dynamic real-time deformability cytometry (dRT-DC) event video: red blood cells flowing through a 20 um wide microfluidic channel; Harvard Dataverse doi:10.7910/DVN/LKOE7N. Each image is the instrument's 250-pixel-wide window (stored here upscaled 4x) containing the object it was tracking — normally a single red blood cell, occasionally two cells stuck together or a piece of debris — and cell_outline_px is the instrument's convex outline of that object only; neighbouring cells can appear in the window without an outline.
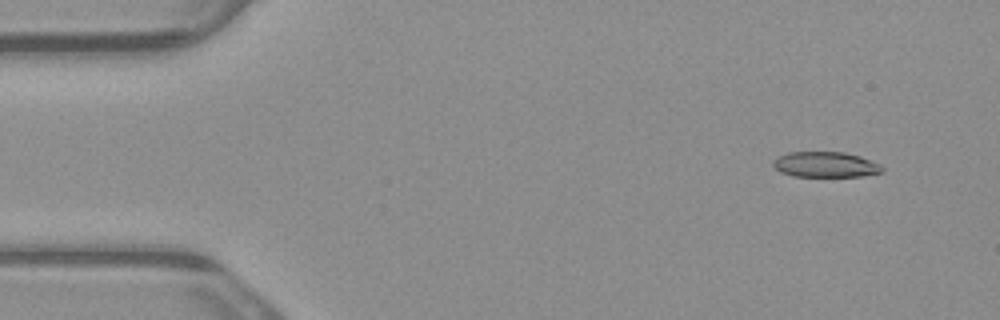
{"species": "common noctule bat (a hibernating species)", "species_latin": "Nyctalus noctula", "temperature_condition": "warm", "stored_images_in_passage": 6, "camera_frame_rate_fps": 3000, "um_per_image_px": 0.085, "animal": {"sex": "male", "body_mass_g": 23.1, "forearm_length_mm": 52.7}, "frame": {"image": 1, "passage_image": 2, "time_ms": 0.333, "image_size_px": [1000, 320], "cell_outline_px": [[884, 172], [860, 176], [792, 176], [780, 172], [772, 164], [772, 160], [788, 152], [844, 152], [860, 156], [880, 164], [884, 168]], "centroid_in_image_um": [70.17, 13.98], "position_along_channel_um": 14.8, "area_um2": 16.18}}
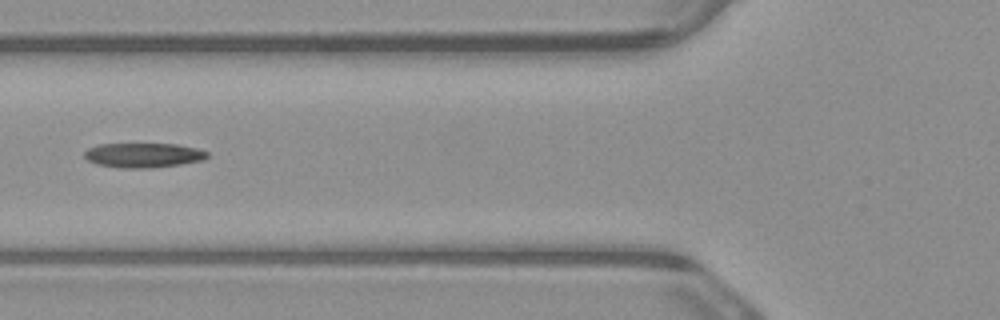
{"frame": {"image": 2, "passage_image": 5, "time_ms": 1.333, "image_size_px": [1000, 320], "cell_outline_px": [[208, 156], [204, 160], [180, 164], [152, 168], [120, 168], [96, 164], [88, 160], [84, 156], [84, 152], [88, 148], [100, 144], [176, 144], [196, 148], [208, 152]], "centroid_in_image_um": [12.18, 13.2], "position_along_channel_um": 113.6, "area_um2": 17.63}}
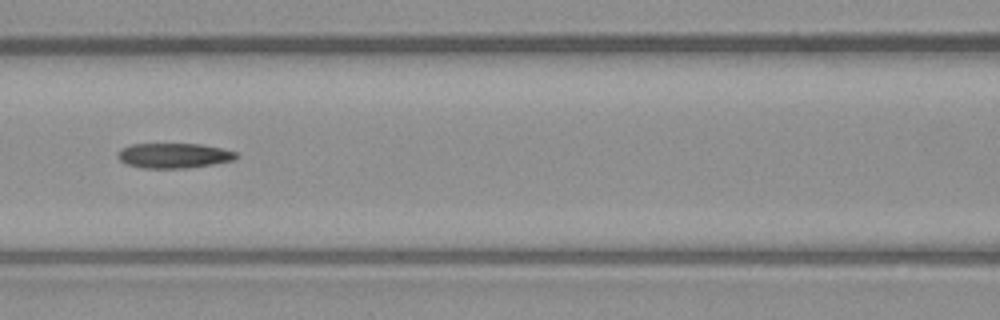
{"frame": {"image": 3, "passage_image": 6, "time_ms": 1.667, "image_size_px": [1000, 320], "cell_outline_px": [[236, 156], [232, 160], [212, 164], [188, 168], [144, 168], [128, 164], [120, 160], [116, 156], [116, 152], [120, 148], [132, 144], [200, 144], [220, 148], [236, 152]], "centroid_in_image_um": [14.71, 13.22], "position_along_channel_um": 151.9, "area_um2": 17.11}}